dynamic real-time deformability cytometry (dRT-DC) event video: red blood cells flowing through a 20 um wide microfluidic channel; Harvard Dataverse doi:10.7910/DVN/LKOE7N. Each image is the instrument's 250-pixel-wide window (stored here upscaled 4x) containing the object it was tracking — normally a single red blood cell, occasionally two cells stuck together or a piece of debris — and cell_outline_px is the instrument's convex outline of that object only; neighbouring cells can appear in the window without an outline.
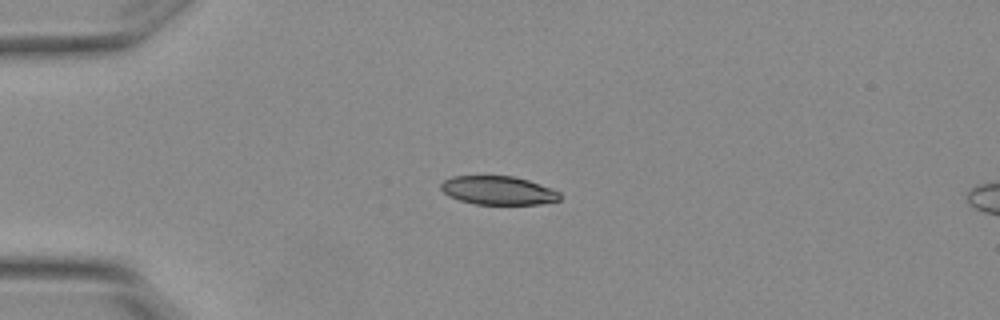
{"species": "Egyptian fruit bat (a non-hibernating species)", "species_latin": "Rousettus aegyptiacus", "temperature_condition": "warm", "stored_images_in_passage": 3, "camera_frame_rate_fps": 3000, "um_per_image_px": 0.085, "animal": {"sex": "female"}, "frame": {"image": 1, "passage_image": 1, "time_ms": 0.0, "image_size_px": [1000, 320], "cell_outline_px": [[560, 200], [540, 204], [476, 204], [460, 200], [448, 196], [440, 188], [440, 184], [444, 180], [452, 176], [512, 176], [528, 180], [552, 188], [560, 192]], "centroid_in_image_um": [42.34, 16.18], "position_along_channel_um": 42.7, "area_um2": 19.83}}